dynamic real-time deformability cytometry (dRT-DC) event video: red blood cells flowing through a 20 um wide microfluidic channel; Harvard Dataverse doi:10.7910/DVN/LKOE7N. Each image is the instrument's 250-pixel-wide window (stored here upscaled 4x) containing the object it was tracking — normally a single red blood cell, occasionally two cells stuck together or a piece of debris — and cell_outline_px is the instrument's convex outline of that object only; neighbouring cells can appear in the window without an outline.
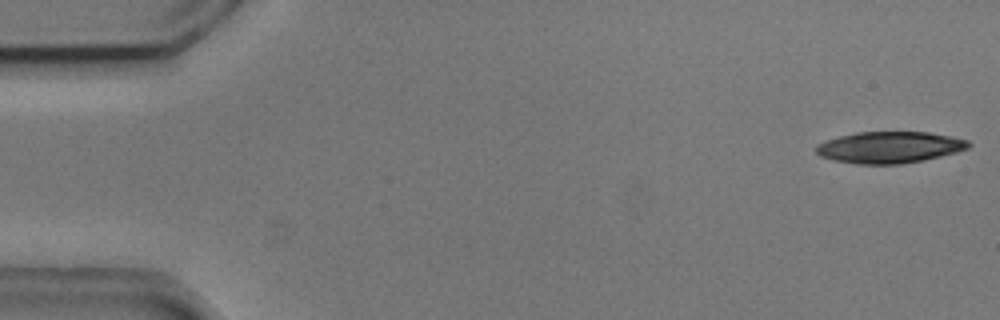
{"species": "common noctule bat (a hibernating species)", "species_latin": "Nyctalus noctula", "temperature_condition": "cold", "stored_images_in_passage": 53, "camera_frame_rate_fps": 3000, "um_per_image_px": 0.085, "animal": {"sex": "male", "body_mass_g": 20.5, "forearm_length_mm": 52.5}, "frame": {"image": 1, "passage_image": 1, "time_ms": 0.0, "image_size_px": [1000, 320], "cell_outline_px": [[972, 144], [968, 148], [956, 152], [924, 160], [904, 164], [856, 164], [832, 160], [820, 156], [816, 152], [816, 144], [840, 136], [856, 132], [928, 132], [968, 140]], "centroid_in_image_um": [75.6, 12.53], "position_along_channel_um": 9.4, "area_um2": 27.98}}
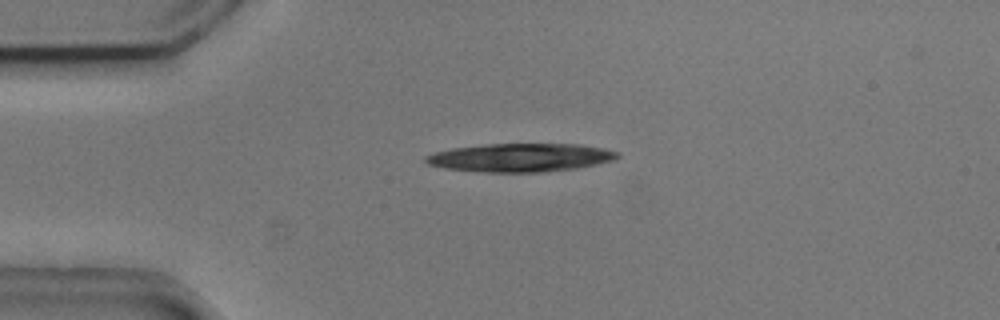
{"frame": {"image": 2, "passage_image": 12, "time_ms": 3.667, "image_size_px": [1000, 320], "cell_outline_px": [[620, 156], [612, 160], [576, 168], [544, 172], [484, 172], [444, 168], [428, 164], [424, 160], [424, 156], [436, 152], [452, 148], [484, 144], [580, 144], [604, 148], [620, 152]], "centroid_in_image_um": [44.23, 13.39], "position_along_channel_um": 40.8, "area_um2": 31.67}}
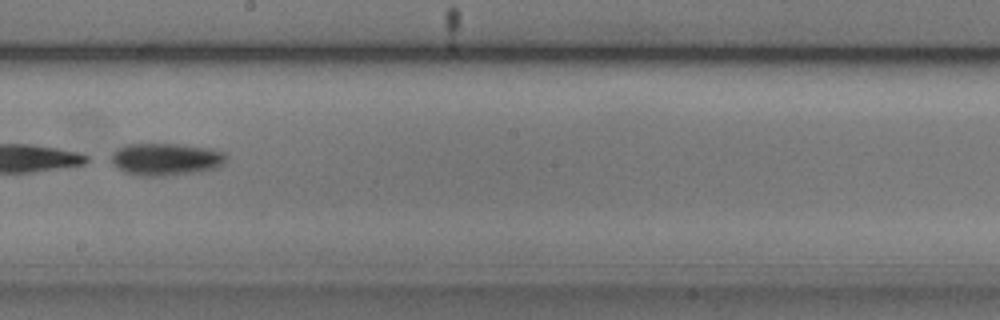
{"frame": {"image": 3, "passage_image": 30, "time_ms": 9.667, "image_size_px": [1000, 320], "cell_outline_px": [[228, 156], [224, 164], [216, 168], [196, 172], [164, 176], [140, 176], [124, 172], [116, 168], [112, 164], [112, 152], [116, 148], [124, 144], [180, 144], [212, 148], [228, 152]], "centroid_in_image_um": [14.12, 13.53], "position_along_channel_um": 234.1, "area_um2": 22.14}}